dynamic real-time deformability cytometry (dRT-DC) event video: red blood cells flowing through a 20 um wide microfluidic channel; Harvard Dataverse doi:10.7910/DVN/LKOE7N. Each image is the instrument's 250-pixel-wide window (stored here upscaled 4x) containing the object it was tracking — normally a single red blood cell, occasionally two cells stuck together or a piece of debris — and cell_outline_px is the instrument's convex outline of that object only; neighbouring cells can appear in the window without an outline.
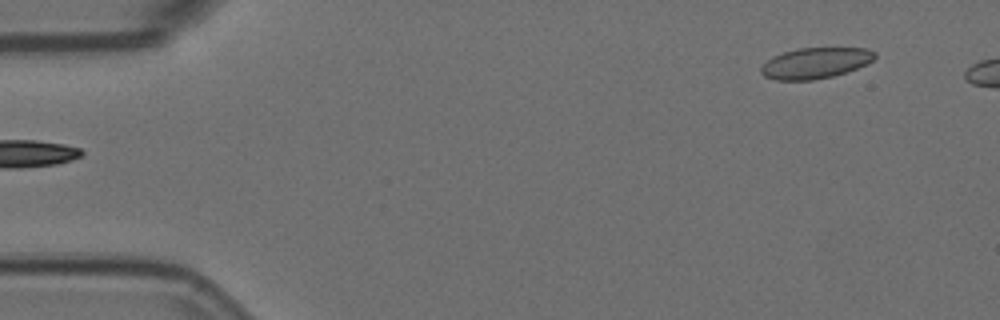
{"species": "Egyptian fruit bat (a non-hibernating species)", "species_latin": "Rousettus aegyptiacus", "temperature_condition": "room temperature", "stored_images_in_passage": 5, "camera_frame_rate_fps": 3000, "um_per_image_px": 0.085, "animal": {"sex": "female"}, "frame": {"image": 1, "passage_image": 5, "time_ms": 1.333, "image_size_px": [1000, 320], "cell_outline_px": [[876, 56], [872, 60], [856, 68], [832, 76], [812, 80], [776, 80], [764, 76], [760, 72], [760, 68], [772, 56], [796, 48], [868, 48], [876, 52]], "centroid_in_image_um": [69.28, 5.35], "position_along_channel_um": 15.7, "area_um2": 20.29}}